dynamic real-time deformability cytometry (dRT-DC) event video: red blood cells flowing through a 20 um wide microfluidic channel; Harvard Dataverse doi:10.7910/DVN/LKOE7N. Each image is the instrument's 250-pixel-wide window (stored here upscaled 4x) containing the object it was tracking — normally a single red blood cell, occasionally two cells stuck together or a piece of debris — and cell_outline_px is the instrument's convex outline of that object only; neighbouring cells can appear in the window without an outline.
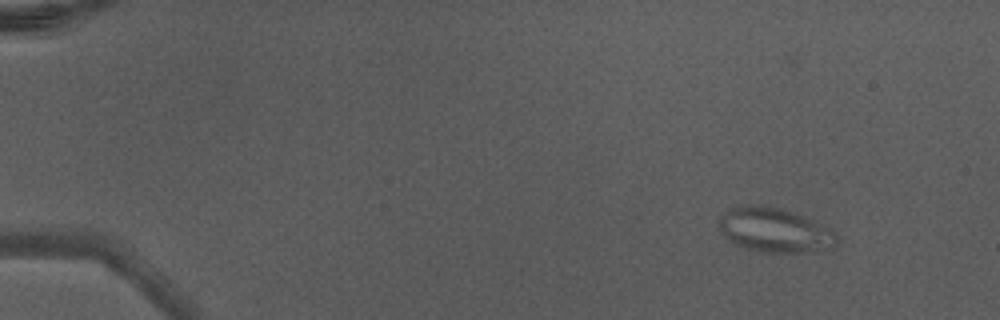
{"species": "Egyptian fruit bat (a non-hibernating species)", "species_latin": "Rousettus aegyptiacus", "temperature_condition": "warm", "stored_images_in_passage": 5, "camera_frame_rate_fps": 3000, "um_per_image_px": 0.085, "animal": {"sex": "male"}, "frame": {"image": 1, "passage_image": 2, "time_ms": 0.333, "image_size_px": [1000, 320], "cell_outline_px": [[840, 240], [832, 248], [820, 252], [756, 252], [744, 248], [728, 240], [724, 236], [720, 228], [720, 216], [732, 208], [740, 204], [764, 204], [792, 212], [832, 228]], "centroid_in_image_um": [65.88, 19.57], "position_along_channel_um": 19.1, "area_um2": 30.92}}
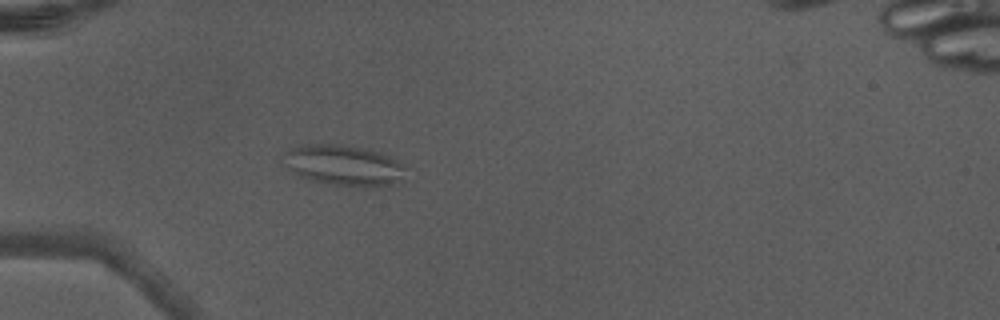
{"frame": {"image": 2, "passage_image": 5, "time_ms": 1.333, "image_size_px": [1000, 320], "cell_outline_px": [[408, 168], [388, 184], [364, 188], [332, 184], [312, 180], [300, 176], [288, 168], [284, 164], [284, 152], [300, 144], [336, 144], [364, 148], [380, 152], [404, 164]], "centroid_in_image_um": [29.15, 14.03], "position_along_channel_um": 55.8, "area_um2": 28.5}}